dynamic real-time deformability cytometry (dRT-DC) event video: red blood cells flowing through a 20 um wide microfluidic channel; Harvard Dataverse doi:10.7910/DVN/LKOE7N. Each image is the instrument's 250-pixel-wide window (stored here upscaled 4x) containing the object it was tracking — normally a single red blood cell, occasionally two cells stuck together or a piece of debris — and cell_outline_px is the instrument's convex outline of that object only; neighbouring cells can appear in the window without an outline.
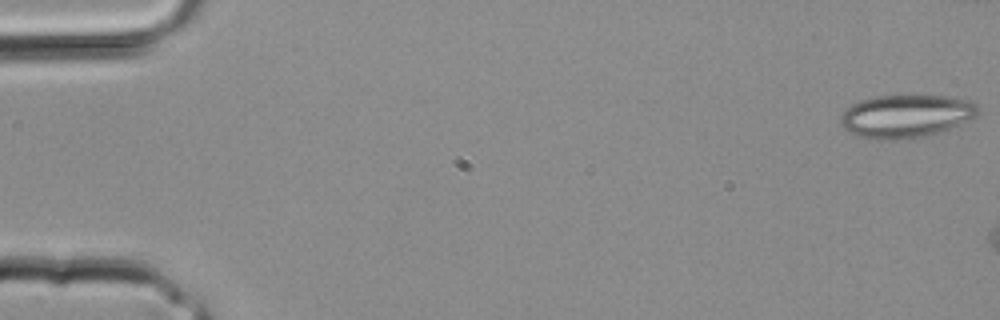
{"species": "common noctule bat (a hibernating species)", "species_latin": "Nyctalus noctula", "temperature_condition": "room temperature", "stored_images_in_passage": 6, "camera_frame_rate_fps": 3000, "um_per_image_px": 0.085, "animal": {"sex": "male", "body_mass_g": 20.4}, "frame": {"image": 1, "passage_image": 1, "time_ms": 0.0, "image_size_px": [1000, 320], "cell_outline_px": [[980, 112], [976, 116], [948, 128], [928, 136], [892, 140], [868, 140], [856, 136], [848, 132], [844, 128], [840, 120], [840, 116], [852, 104], [860, 100], [876, 96], [952, 96], [972, 100], [980, 108]], "centroid_in_image_um": [77.0, 9.88], "position_along_channel_um": 8.0, "area_um2": 34.62}}